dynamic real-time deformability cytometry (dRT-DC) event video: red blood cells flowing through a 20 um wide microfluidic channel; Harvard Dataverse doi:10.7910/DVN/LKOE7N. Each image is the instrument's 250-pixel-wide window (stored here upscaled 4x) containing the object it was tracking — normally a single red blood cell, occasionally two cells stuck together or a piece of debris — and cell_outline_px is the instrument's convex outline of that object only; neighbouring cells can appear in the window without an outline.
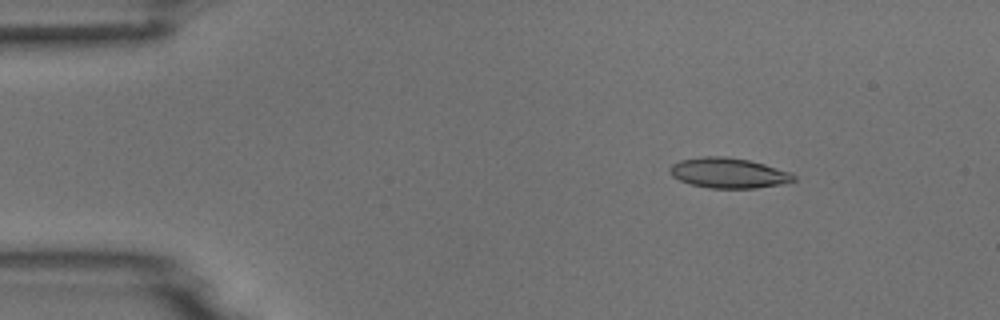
{"species": "common noctule bat (a hibernating species)", "species_latin": "Nyctalus noctula", "temperature_condition": "room temperature", "stored_images_in_passage": 5, "camera_frame_rate_fps": 3000, "um_per_image_px": 0.085, "animal": {"sex": "male", "body_mass_g": 18.8}, "frame": {"image": 1, "passage_image": 3, "time_ms": 0.667, "image_size_px": [1000, 320], "cell_outline_px": [[796, 180], [780, 184], [756, 188], [708, 188], [692, 184], [680, 180], [672, 176], [668, 172], [668, 168], [672, 164], [680, 160], [700, 156], [724, 156], [748, 160], [764, 164], [792, 172], [796, 176]], "centroid_in_image_um": [61.91, 14.69], "position_along_channel_um": 23.1, "area_um2": 21.91}}